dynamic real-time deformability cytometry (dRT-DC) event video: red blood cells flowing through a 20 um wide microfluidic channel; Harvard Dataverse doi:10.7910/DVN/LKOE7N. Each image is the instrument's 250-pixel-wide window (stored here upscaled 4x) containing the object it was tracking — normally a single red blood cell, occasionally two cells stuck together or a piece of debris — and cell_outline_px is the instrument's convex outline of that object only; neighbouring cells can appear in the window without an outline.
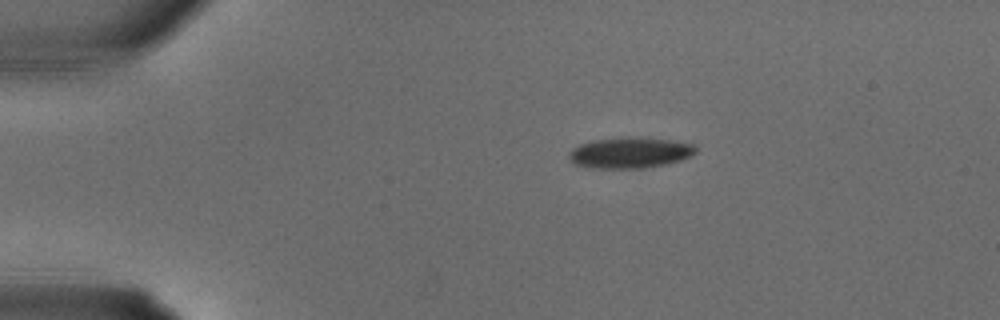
{"species": "common noctule bat (a hibernating species)", "species_latin": "Nyctalus noctula", "temperature_condition": "warm", "stored_images_in_passage": 12, "camera_frame_rate_fps": 3000, "um_per_image_px": 0.085, "animal": {"sex": "male", "body_mass_g": 18.8}, "frame": {"image": 1, "passage_image": 1, "time_ms": 0.0, "image_size_px": [1000, 320], "cell_outline_px": [[696, 152], [680, 160], [668, 164], [640, 168], [588, 168], [572, 164], [568, 156], [568, 152], [572, 148], [580, 144], [592, 140], [620, 136], [636, 136], [668, 140], [692, 144], [696, 148]], "centroid_in_image_um": [53.46, 12.97], "position_along_channel_um": 31.5, "area_um2": 23.12}}
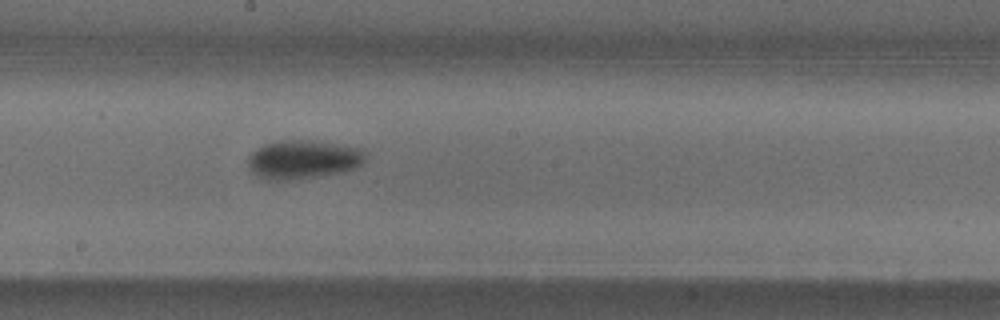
{"frame": {"image": 2, "passage_image": 12, "time_ms": 3.667, "image_size_px": [1000, 320], "cell_outline_px": [[368, 160], [356, 168], [344, 172], [300, 180], [264, 180], [256, 176], [252, 172], [248, 164], [248, 156], [252, 152], [264, 144], [280, 140], [316, 140], [360, 148], [364, 152]], "centroid_in_image_um": [25.78, 13.57], "position_along_channel_um": 222.4, "area_um2": 27.17}}